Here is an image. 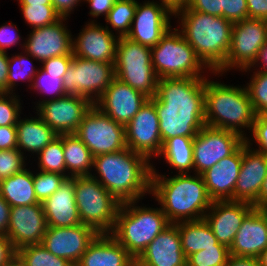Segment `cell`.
<instances>
[{
	"mask_svg": "<svg viewBox=\"0 0 267 266\" xmlns=\"http://www.w3.org/2000/svg\"><path fill=\"white\" fill-rule=\"evenodd\" d=\"M10 204L0 195V234L7 235L10 221Z\"/></svg>",
	"mask_w": 267,
	"mask_h": 266,
	"instance_id": "obj_56",
	"label": "cell"
},
{
	"mask_svg": "<svg viewBox=\"0 0 267 266\" xmlns=\"http://www.w3.org/2000/svg\"><path fill=\"white\" fill-rule=\"evenodd\" d=\"M160 1V2H159ZM137 2V9L129 34L133 42L149 48L154 47L171 29V18L174 11L161 0Z\"/></svg>",
	"mask_w": 267,
	"mask_h": 266,
	"instance_id": "obj_16",
	"label": "cell"
},
{
	"mask_svg": "<svg viewBox=\"0 0 267 266\" xmlns=\"http://www.w3.org/2000/svg\"><path fill=\"white\" fill-rule=\"evenodd\" d=\"M17 149L25 155L26 152L39 154L58 135L37 114L30 118H19L16 124Z\"/></svg>",
	"mask_w": 267,
	"mask_h": 266,
	"instance_id": "obj_29",
	"label": "cell"
},
{
	"mask_svg": "<svg viewBox=\"0 0 267 266\" xmlns=\"http://www.w3.org/2000/svg\"><path fill=\"white\" fill-rule=\"evenodd\" d=\"M55 11L61 18H70V14L83 0H51Z\"/></svg>",
	"mask_w": 267,
	"mask_h": 266,
	"instance_id": "obj_53",
	"label": "cell"
},
{
	"mask_svg": "<svg viewBox=\"0 0 267 266\" xmlns=\"http://www.w3.org/2000/svg\"><path fill=\"white\" fill-rule=\"evenodd\" d=\"M63 77L61 75H53L46 73L42 68H39L37 74L34 76L32 81L31 91L36 90L39 95L46 94L45 96H50L49 100H54L65 96V91L63 88ZM53 95V96H52Z\"/></svg>",
	"mask_w": 267,
	"mask_h": 266,
	"instance_id": "obj_41",
	"label": "cell"
},
{
	"mask_svg": "<svg viewBox=\"0 0 267 266\" xmlns=\"http://www.w3.org/2000/svg\"><path fill=\"white\" fill-rule=\"evenodd\" d=\"M62 146L66 177L90 176L93 172V156L86 145L75 134H62Z\"/></svg>",
	"mask_w": 267,
	"mask_h": 266,
	"instance_id": "obj_31",
	"label": "cell"
},
{
	"mask_svg": "<svg viewBox=\"0 0 267 266\" xmlns=\"http://www.w3.org/2000/svg\"><path fill=\"white\" fill-rule=\"evenodd\" d=\"M139 200L122 203L109 233L135 259L170 223L161 207L138 206Z\"/></svg>",
	"mask_w": 267,
	"mask_h": 266,
	"instance_id": "obj_6",
	"label": "cell"
},
{
	"mask_svg": "<svg viewBox=\"0 0 267 266\" xmlns=\"http://www.w3.org/2000/svg\"><path fill=\"white\" fill-rule=\"evenodd\" d=\"M60 18L55 23L30 31L24 41V49L39 63L61 55H73V36Z\"/></svg>",
	"mask_w": 267,
	"mask_h": 266,
	"instance_id": "obj_17",
	"label": "cell"
},
{
	"mask_svg": "<svg viewBox=\"0 0 267 266\" xmlns=\"http://www.w3.org/2000/svg\"><path fill=\"white\" fill-rule=\"evenodd\" d=\"M75 135L86 145L93 157L126 148L125 126L112 120L93 105L85 114Z\"/></svg>",
	"mask_w": 267,
	"mask_h": 266,
	"instance_id": "obj_12",
	"label": "cell"
},
{
	"mask_svg": "<svg viewBox=\"0 0 267 266\" xmlns=\"http://www.w3.org/2000/svg\"><path fill=\"white\" fill-rule=\"evenodd\" d=\"M259 266H267V248L257 257Z\"/></svg>",
	"mask_w": 267,
	"mask_h": 266,
	"instance_id": "obj_62",
	"label": "cell"
},
{
	"mask_svg": "<svg viewBox=\"0 0 267 266\" xmlns=\"http://www.w3.org/2000/svg\"><path fill=\"white\" fill-rule=\"evenodd\" d=\"M87 4H89L88 7H90L89 15H91L92 18L96 19L98 17H102L104 15V18L108 16L109 11L113 8L116 0H83Z\"/></svg>",
	"mask_w": 267,
	"mask_h": 266,
	"instance_id": "obj_50",
	"label": "cell"
},
{
	"mask_svg": "<svg viewBox=\"0 0 267 266\" xmlns=\"http://www.w3.org/2000/svg\"><path fill=\"white\" fill-rule=\"evenodd\" d=\"M115 77L149 99L157 94V77L152 65L151 48L133 42L127 37L117 41Z\"/></svg>",
	"mask_w": 267,
	"mask_h": 266,
	"instance_id": "obj_9",
	"label": "cell"
},
{
	"mask_svg": "<svg viewBox=\"0 0 267 266\" xmlns=\"http://www.w3.org/2000/svg\"><path fill=\"white\" fill-rule=\"evenodd\" d=\"M251 68H254L253 71L256 70L257 72H267V42L258 51V55L252 65L241 72L248 71L251 73L253 72Z\"/></svg>",
	"mask_w": 267,
	"mask_h": 266,
	"instance_id": "obj_55",
	"label": "cell"
},
{
	"mask_svg": "<svg viewBox=\"0 0 267 266\" xmlns=\"http://www.w3.org/2000/svg\"><path fill=\"white\" fill-rule=\"evenodd\" d=\"M264 213L267 215V203L261 208Z\"/></svg>",
	"mask_w": 267,
	"mask_h": 266,
	"instance_id": "obj_64",
	"label": "cell"
},
{
	"mask_svg": "<svg viewBox=\"0 0 267 266\" xmlns=\"http://www.w3.org/2000/svg\"><path fill=\"white\" fill-rule=\"evenodd\" d=\"M41 100L35 103V114H38L57 135L75 134L85 114L94 105L86 97L75 95Z\"/></svg>",
	"mask_w": 267,
	"mask_h": 266,
	"instance_id": "obj_13",
	"label": "cell"
},
{
	"mask_svg": "<svg viewBox=\"0 0 267 266\" xmlns=\"http://www.w3.org/2000/svg\"><path fill=\"white\" fill-rule=\"evenodd\" d=\"M19 4L52 5L51 0H17Z\"/></svg>",
	"mask_w": 267,
	"mask_h": 266,
	"instance_id": "obj_61",
	"label": "cell"
},
{
	"mask_svg": "<svg viewBox=\"0 0 267 266\" xmlns=\"http://www.w3.org/2000/svg\"><path fill=\"white\" fill-rule=\"evenodd\" d=\"M33 171V183L35 195L40 203L52 196L67 178L65 175L58 173L45 172L42 170Z\"/></svg>",
	"mask_w": 267,
	"mask_h": 266,
	"instance_id": "obj_42",
	"label": "cell"
},
{
	"mask_svg": "<svg viewBox=\"0 0 267 266\" xmlns=\"http://www.w3.org/2000/svg\"><path fill=\"white\" fill-rule=\"evenodd\" d=\"M254 208L253 204L245 201H213L204 219L217 241L230 248L242 221Z\"/></svg>",
	"mask_w": 267,
	"mask_h": 266,
	"instance_id": "obj_22",
	"label": "cell"
},
{
	"mask_svg": "<svg viewBox=\"0 0 267 266\" xmlns=\"http://www.w3.org/2000/svg\"><path fill=\"white\" fill-rule=\"evenodd\" d=\"M5 266H24L17 257H15L10 263Z\"/></svg>",
	"mask_w": 267,
	"mask_h": 266,
	"instance_id": "obj_63",
	"label": "cell"
},
{
	"mask_svg": "<svg viewBox=\"0 0 267 266\" xmlns=\"http://www.w3.org/2000/svg\"><path fill=\"white\" fill-rule=\"evenodd\" d=\"M19 96L16 93H0V126H16L23 105Z\"/></svg>",
	"mask_w": 267,
	"mask_h": 266,
	"instance_id": "obj_43",
	"label": "cell"
},
{
	"mask_svg": "<svg viewBox=\"0 0 267 266\" xmlns=\"http://www.w3.org/2000/svg\"><path fill=\"white\" fill-rule=\"evenodd\" d=\"M136 266H187L179 228L169 224L136 259Z\"/></svg>",
	"mask_w": 267,
	"mask_h": 266,
	"instance_id": "obj_24",
	"label": "cell"
},
{
	"mask_svg": "<svg viewBox=\"0 0 267 266\" xmlns=\"http://www.w3.org/2000/svg\"><path fill=\"white\" fill-rule=\"evenodd\" d=\"M256 113L244 86L205 81V125L235 132L246 139L245 129L253 128ZM243 128V129H242Z\"/></svg>",
	"mask_w": 267,
	"mask_h": 266,
	"instance_id": "obj_5",
	"label": "cell"
},
{
	"mask_svg": "<svg viewBox=\"0 0 267 266\" xmlns=\"http://www.w3.org/2000/svg\"><path fill=\"white\" fill-rule=\"evenodd\" d=\"M12 55L9 56L7 93H15L14 91H16L15 89L18 85L17 82H20L19 80L23 82H25L24 80H26L28 83H30L28 85V88H31L33 78L39 70V67L37 69L33 64V60L36 59L29 55L25 50H22L19 54ZM30 58L33 60H31Z\"/></svg>",
	"mask_w": 267,
	"mask_h": 266,
	"instance_id": "obj_34",
	"label": "cell"
},
{
	"mask_svg": "<svg viewBox=\"0 0 267 266\" xmlns=\"http://www.w3.org/2000/svg\"><path fill=\"white\" fill-rule=\"evenodd\" d=\"M47 229L42 203L11 207L6 236L15 250L27 245L41 244Z\"/></svg>",
	"mask_w": 267,
	"mask_h": 266,
	"instance_id": "obj_19",
	"label": "cell"
},
{
	"mask_svg": "<svg viewBox=\"0 0 267 266\" xmlns=\"http://www.w3.org/2000/svg\"><path fill=\"white\" fill-rule=\"evenodd\" d=\"M245 86L256 115H267V72L254 71Z\"/></svg>",
	"mask_w": 267,
	"mask_h": 266,
	"instance_id": "obj_39",
	"label": "cell"
},
{
	"mask_svg": "<svg viewBox=\"0 0 267 266\" xmlns=\"http://www.w3.org/2000/svg\"><path fill=\"white\" fill-rule=\"evenodd\" d=\"M19 6L25 23L32 27L31 29L53 24L61 18L53 5L19 4Z\"/></svg>",
	"mask_w": 267,
	"mask_h": 266,
	"instance_id": "obj_38",
	"label": "cell"
},
{
	"mask_svg": "<svg viewBox=\"0 0 267 266\" xmlns=\"http://www.w3.org/2000/svg\"><path fill=\"white\" fill-rule=\"evenodd\" d=\"M267 175V156L243 142V160L234 189V201H245L258 208L259 191Z\"/></svg>",
	"mask_w": 267,
	"mask_h": 266,
	"instance_id": "obj_23",
	"label": "cell"
},
{
	"mask_svg": "<svg viewBox=\"0 0 267 266\" xmlns=\"http://www.w3.org/2000/svg\"><path fill=\"white\" fill-rule=\"evenodd\" d=\"M148 99L115 77L94 105L112 120L126 126Z\"/></svg>",
	"mask_w": 267,
	"mask_h": 266,
	"instance_id": "obj_20",
	"label": "cell"
},
{
	"mask_svg": "<svg viewBox=\"0 0 267 266\" xmlns=\"http://www.w3.org/2000/svg\"><path fill=\"white\" fill-rule=\"evenodd\" d=\"M267 248V215L254 208L242 221L229 248L235 256L258 257Z\"/></svg>",
	"mask_w": 267,
	"mask_h": 266,
	"instance_id": "obj_26",
	"label": "cell"
},
{
	"mask_svg": "<svg viewBox=\"0 0 267 266\" xmlns=\"http://www.w3.org/2000/svg\"><path fill=\"white\" fill-rule=\"evenodd\" d=\"M29 169L0 181V195L11 207L40 203L35 195L33 171Z\"/></svg>",
	"mask_w": 267,
	"mask_h": 266,
	"instance_id": "obj_30",
	"label": "cell"
},
{
	"mask_svg": "<svg viewBox=\"0 0 267 266\" xmlns=\"http://www.w3.org/2000/svg\"><path fill=\"white\" fill-rule=\"evenodd\" d=\"M206 78H161L155 104L164 144L176 136L195 137L205 126Z\"/></svg>",
	"mask_w": 267,
	"mask_h": 266,
	"instance_id": "obj_1",
	"label": "cell"
},
{
	"mask_svg": "<svg viewBox=\"0 0 267 266\" xmlns=\"http://www.w3.org/2000/svg\"><path fill=\"white\" fill-rule=\"evenodd\" d=\"M151 56L154 71L159 79L206 78L204 73L210 71L197 57L194 49L177 27H171L161 40L151 48Z\"/></svg>",
	"mask_w": 267,
	"mask_h": 266,
	"instance_id": "obj_7",
	"label": "cell"
},
{
	"mask_svg": "<svg viewBox=\"0 0 267 266\" xmlns=\"http://www.w3.org/2000/svg\"><path fill=\"white\" fill-rule=\"evenodd\" d=\"M266 42L267 20L247 18L233 23L231 44L225 65L218 72L211 74L223 76L222 74L233 68L239 71L249 68Z\"/></svg>",
	"mask_w": 267,
	"mask_h": 266,
	"instance_id": "obj_11",
	"label": "cell"
},
{
	"mask_svg": "<svg viewBox=\"0 0 267 266\" xmlns=\"http://www.w3.org/2000/svg\"><path fill=\"white\" fill-rule=\"evenodd\" d=\"M17 149L16 126H0V150Z\"/></svg>",
	"mask_w": 267,
	"mask_h": 266,
	"instance_id": "obj_51",
	"label": "cell"
},
{
	"mask_svg": "<svg viewBox=\"0 0 267 266\" xmlns=\"http://www.w3.org/2000/svg\"><path fill=\"white\" fill-rule=\"evenodd\" d=\"M16 26L17 25H14L12 22H6V24L4 23L0 26V51L8 53L7 49L10 50V47H14L19 44L22 46L21 48L24 49V42L22 44L20 41L22 40L19 32L20 30H18V27Z\"/></svg>",
	"mask_w": 267,
	"mask_h": 266,
	"instance_id": "obj_47",
	"label": "cell"
},
{
	"mask_svg": "<svg viewBox=\"0 0 267 266\" xmlns=\"http://www.w3.org/2000/svg\"><path fill=\"white\" fill-rule=\"evenodd\" d=\"M225 266H259V262L256 257L235 256L230 254Z\"/></svg>",
	"mask_w": 267,
	"mask_h": 266,
	"instance_id": "obj_58",
	"label": "cell"
},
{
	"mask_svg": "<svg viewBox=\"0 0 267 266\" xmlns=\"http://www.w3.org/2000/svg\"><path fill=\"white\" fill-rule=\"evenodd\" d=\"M26 160L27 156L18 149L0 150V181L23 171L27 167Z\"/></svg>",
	"mask_w": 267,
	"mask_h": 266,
	"instance_id": "obj_44",
	"label": "cell"
},
{
	"mask_svg": "<svg viewBox=\"0 0 267 266\" xmlns=\"http://www.w3.org/2000/svg\"><path fill=\"white\" fill-rule=\"evenodd\" d=\"M152 164L151 195L160 205L170 224L204 218L213 200L202 175L190 173L166 177Z\"/></svg>",
	"mask_w": 267,
	"mask_h": 266,
	"instance_id": "obj_3",
	"label": "cell"
},
{
	"mask_svg": "<svg viewBox=\"0 0 267 266\" xmlns=\"http://www.w3.org/2000/svg\"><path fill=\"white\" fill-rule=\"evenodd\" d=\"M243 160V143L230 155L223 158L201 175L213 201H234V189Z\"/></svg>",
	"mask_w": 267,
	"mask_h": 266,
	"instance_id": "obj_25",
	"label": "cell"
},
{
	"mask_svg": "<svg viewBox=\"0 0 267 266\" xmlns=\"http://www.w3.org/2000/svg\"><path fill=\"white\" fill-rule=\"evenodd\" d=\"M16 257V250L6 235L0 234V266H5Z\"/></svg>",
	"mask_w": 267,
	"mask_h": 266,
	"instance_id": "obj_52",
	"label": "cell"
},
{
	"mask_svg": "<svg viewBox=\"0 0 267 266\" xmlns=\"http://www.w3.org/2000/svg\"><path fill=\"white\" fill-rule=\"evenodd\" d=\"M9 53L0 51V93H7Z\"/></svg>",
	"mask_w": 267,
	"mask_h": 266,
	"instance_id": "obj_57",
	"label": "cell"
},
{
	"mask_svg": "<svg viewBox=\"0 0 267 266\" xmlns=\"http://www.w3.org/2000/svg\"><path fill=\"white\" fill-rule=\"evenodd\" d=\"M75 266H136V259L109 233H99Z\"/></svg>",
	"mask_w": 267,
	"mask_h": 266,
	"instance_id": "obj_28",
	"label": "cell"
},
{
	"mask_svg": "<svg viewBox=\"0 0 267 266\" xmlns=\"http://www.w3.org/2000/svg\"><path fill=\"white\" fill-rule=\"evenodd\" d=\"M174 18H178V30L210 70L209 73L218 72L225 65L233 23L224 17L197 12L189 7L175 10Z\"/></svg>",
	"mask_w": 267,
	"mask_h": 266,
	"instance_id": "obj_4",
	"label": "cell"
},
{
	"mask_svg": "<svg viewBox=\"0 0 267 266\" xmlns=\"http://www.w3.org/2000/svg\"><path fill=\"white\" fill-rule=\"evenodd\" d=\"M98 234L94 228L85 224L73 227L48 226L41 244L53 255L75 266Z\"/></svg>",
	"mask_w": 267,
	"mask_h": 266,
	"instance_id": "obj_18",
	"label": "cell"
},
{
	"mask_svg": "<svg viewBox=\"0 0 267 266\" xmlns=\"http://www.w3.org/2000/svg\"><path fill=\"white\" fill-rule=\"evenodd\" d=\"M248 18L267 20V0H246Z\"/></svg>",
	"mask_w": 267,
	"mask_h": 266,
	"instance_id": "obj_54",
	"label": "cell"
},
{
	"mask_svg": "<svg viewBox=\"0 0 267 266\" xmlns=\"http://www.w3.org/2000/svg\"><path fill=\"white\" fill-rule=\"evenodd\" d=\"M244 141L235 132L205 125L193 139V172L201 175L230 156Z\"/></svg>",
	"mask_w": 267,
	"mask_h": 266,
	"instance_id": "obj_14",
	"label": "cell"
},
{
	"mask_svg": "<svg viewBox=\"0 0 267 266\" xmlns=\"http://www.w3.org/2000/svg\"><path fill=\"white\" fill-rule=\"evenodd\" d=\"M75 201L82 224L110 233L121 203L91 176L74 177Z\"/></svg>",
	"mask_w": 267,
	"mask_h": 266,
	"instance_id": "obj_8",
	"label": "cell"
},
{
	"mask_svg": "<svg viewBox=\"0 0 267 266\" xmlns=\"http://www.w3.org/2000/svg\"><path fill=\"white\" fill-rule=\"evenodd\" d=\"M126 146L150 162L160 155L163 143L155 104L148 99L125 126Z\"/></svg>",
	"mask_w": 267,
	"mask_h": 266,
	"instance_id": "obj_15",
	"label": "cell"
},
{
	"mask_svg": "<svg viewBox=\"0 0 267 266\" xmlns=\"http://www.w3.org/2000/svg\"><path fill=\"white\" fill-rule=\"evenodd\" d=\"M164 4L168 5L173 11L186 6L189 0H161Z\"/></svg>",
	"mask_w": 267,
	"mask_h": 266,
	"instance_id": "obj_60",
	"label": "cell"
},
{
	"mask_svg": "<svg viewBox=\"0 0 267 266\" xmlns=\"http://www.w3.org/2000/svg\"><path fill=\"white\" fill-rule=\"evenodd\" d=\"M42 204L48 226L73 227L82 224L75 201L74 177L66 178Z\"/></svg>",
	"mask_w": 267,
	"mask_h": 266,
	"instance_id": "obj_27",
	"label": "cell"
},
{
	"mask_svg": "<svg viewBox=\"0 0 267 266\" xmlns=\"http://www.w3.org/2000/svg\"><path fill=\"white\" fill-rule=\"evenodd\" d=\"M193 139L194 137L176 136L169 138L162 147L158 157L164 158L169 167L176 173H191L193 170Z\"/></svg>",
	"mask_w": 267,
	"mask_h": 266,
	"instance_id": "obj_33",
	"label": "cell"
},
{
	"mask_svg": "<svg viewBox=\"0 0 267 266\" xmlns=\"http://www.w3.org/2000/svg\"><path fill=\"white\" fill-rule=\"evenodd\" d=\"M114 78V63L98 62L73 55L72 63L62 79L66 95L83 96L94 104Z\"/></svg>",
	"mask_w": 267,
	"mask_h": 266,
	"instance_id": "obj_10",
	"label": "cell"
},
{
	"mask_svg": "<svg viewBox=\"0 0 267 266\" xmlns=\"http://www.w3.org/2000/svg\"><path fill=\"white\" fill-rule=\"evenodd\" d=\"M152 163L143 155L126 147L118 152L93 157L96 179L121 204L151 195Z\"/></svg>",
	"mask_w": 267,
	"mask_h": 266,
	"instance_id": "obj_2",
	"label": "cell"
},
{
	"mask_svg": "<svg viewBox=\"0 0 267 266\" xmlns=\"http://www.w3.org/2000/svg\"><path fill=\"white\" fill-rule=\"evenodd\" d=\"M179 228L182 250L186 258L218 243L205 219L179 222L175 224Z\"/></svg>",
	"mask_w": 267,
	"mask_h": 266,
	"instance_id": "obj_32",
	"label": "cell"
},
{
	"mask_svg": "<svg viewBox=\"0 0 267 266\" xmlns=\"http://www.w3.org/2000/svg\"><path fill=\"white\" fill-rule=\"evenodd\" d=\"M191 10L221 17V0H189L186 6Z\"/></svg>",
	"mask_w": 267,
	"mask_h": 266,
	"instance_id": "obj_49",
	"label": "cell"
},
{
	"mask_svg": "<svg viewBox=\"0 0 267 266\" xmlns=\"http://www.w3.org/2000/svg\"><path fill=\"white\" fill-rule=\"evenodd\" d=\"M229 256V248L218 242L213 247L190 255L187 258V266H225Z\"/></svg>",
	"mask_w": 267,
	"mask_h": 266,
	"instance_id": "obj_40",
	"label": "cell"
},
{
	"mask_svg": "<svg viewBox=\"0 0 267 266\" xmlns=\"http://www.w3.org/2000/svg\"><path fill=\"white\" fill-rule=\"evenodd\" d=\"M221 17L232 23L247 19L248 6L246 0H221Z\"/></svg>",
	"mask_w": 267,
	"mask_h": 266,
	"instance_id": "obj_45",
	"label": "cell"
},
{
	"mask_svg": "<svg viewBox=\"0 0 267 266\" xmlns=\"http://www.w3.org/2000/svg\"><path fill=\"white\" fill-rule=\"evenodd\" d=\"M16 257L24 266H74L68 260L53 255L42 244L19 248Z\"/></svg>",
	"mask_w": 267,
	"mask_h": 266,
	"instance_id": "obj_36",
	"label": "cell"
},
{
	"mask_svg": "<svg viewBox=\"0 0 267 266\" xmlns=\"http://www.w3.org/2000/svg\"><path fill=\"white\" fill-rule=\"evenodd\" d=\"M73 38L72 54L88 60L114 63L118 37L106 26L90 20Z\"/></svg>",
	"mask_w": 267,
	"mask_h": 266,
	"instance_id": "obj_21",
	"label": "cell"
},
{
	"mask_svg": "<svg viewBox=\"0 0 267 266\" xmlns=\"http://www.w3.org/2000/svg\"><path fill=\"white\" fill-rule=\"evenodd\" d=\"M73 55H61L43 61L42 69L53 75H61L62 77L72 63Z\"/></svg>",
	"mask_w": 267,
	"mask_h": 266,
	"instance_id": "obj_48",
	"label": "cell"
},
{
	"mask_svg": "<svg viewBox=\"0 0 267 266\" xmlns=\"http://www.w3.org/2000/svg\"><path fill=\"white\" fill-rule=\"evenodd\" d=\"M38 157V169L45 172L58 173L66 176V164L62 146V134L45 146Z\"/></svg>",
	"mask_w": 267,
	"mask_h": 266,
	"instance_id": "obj_37",
	"label": "cell"
},
{
	"mask_svg": "<svg viewBox=\"0 0 267 266\" xmlns=\"http://www.w3.org/2000/svg\"><path fill=\"white\" fill-rule=\"evenodd\" d=\"M267 203V175L262 182L259 196H258V208H262Z\"/></svg>",
	"mask_w": 267,
	"mask_h": 266,
	"instance_id": "obj_59",
	"label": "cell"
},
{
	"mask_svg": "<svg viewBox=\"0 0 267 266\" xmlns=\"http://www.w3.org/2000/svg\"><path fill=\"white\" fill-rule=\"evenodd\" d=\"M250 134H252L251 139L247 136L245 141L252 145L254 142L258 147L254 149L267 156V115H256Z\"/></svg>",
	"mask_w": 267,
	"mask_h": 266,
	"instance_id": "obj_46",
	"label": "cell"
},
{
	"mask_svg": "<svg viewBox=\"0 0 267 266\" xmlns=\"http://www.w3.org/2000/svg\"><path fill=\"white\" fill-rule=\"evenodd\" d=\"M137 0H116L113 8L109 11L105 21L109 26L106 28L118 38L126 37L131 29L132 21L137 9ZM113 31H116L115 33Z\"/></svg>",
	"mask_w": 267,
	"mask_h": 266,
	"instance_id": "obj_35",
	"label": "cell"
}]
</instances>
